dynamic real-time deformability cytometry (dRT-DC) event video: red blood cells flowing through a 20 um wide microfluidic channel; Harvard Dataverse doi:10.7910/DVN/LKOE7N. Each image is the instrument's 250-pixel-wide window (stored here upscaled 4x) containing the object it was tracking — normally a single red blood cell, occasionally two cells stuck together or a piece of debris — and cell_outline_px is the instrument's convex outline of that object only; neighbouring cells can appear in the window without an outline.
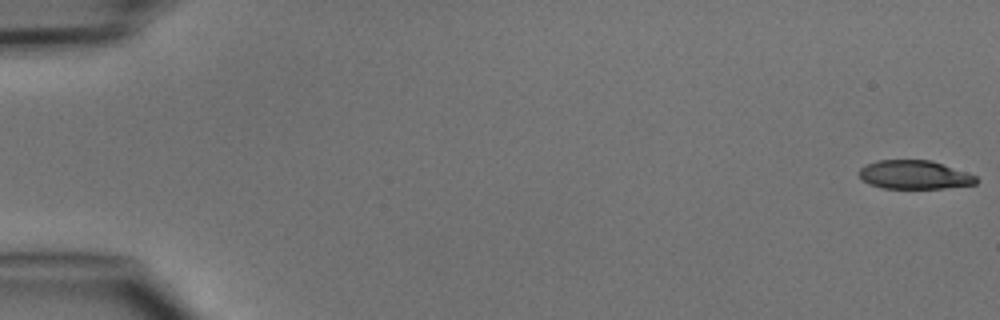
{"species": "common noctule bat (a hibernating species)", "species_latin": "Nyctalus noctula", "temperature_condition": "cold", "stored_images_in_passage": 5, "camera_frame_rate_fps": 3000, "um_per_image_px": 0.085, "animal": {"sex": "male", "body_mass_g": 15.6}, "frame": {"image": 1, "passage_image": 1, "time_ms": 0.0, "image_size_px": [1000, 320], "cell_outline_px": [[980, 180], [976, 184], [944, 188], [884, 188], [868, 184], [856, 172], [860, 168], [876, 160], [932, 160], [976, 176]], "centroid_in_image_um": [77.72, 14.85], "position_along_channel_um": 7.3, "area_um2": 19.54}}
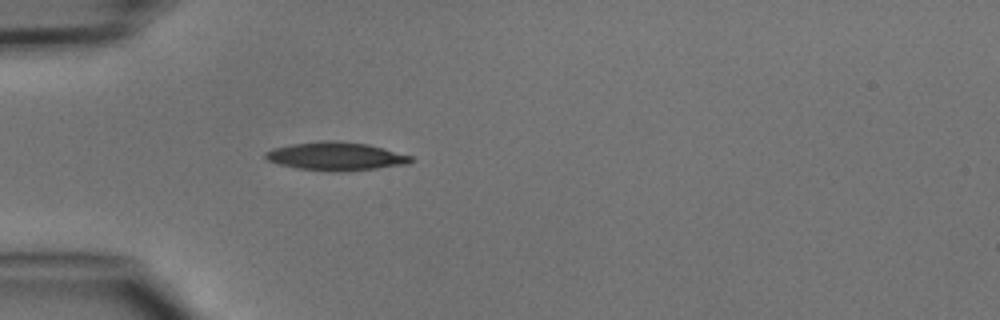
{"frame": {"image": 2, "passage_image": 5, "time_ms": 4.667, "image_size_px": [1000, 320], "cell_outline_px": [[416, 160], [408, 164], [344, 172], [336, 172], [300, 168], [280, 164], [268, 160], [264, 156], [264, 152], [272, 148], [292, 144], [320, 140], [336, 140], [368, 144], [412, 156]], "centroid_in_image_um": [28.57, 13.27], "position_along_channel_um": 56.4, "area_um2": 24.04}}